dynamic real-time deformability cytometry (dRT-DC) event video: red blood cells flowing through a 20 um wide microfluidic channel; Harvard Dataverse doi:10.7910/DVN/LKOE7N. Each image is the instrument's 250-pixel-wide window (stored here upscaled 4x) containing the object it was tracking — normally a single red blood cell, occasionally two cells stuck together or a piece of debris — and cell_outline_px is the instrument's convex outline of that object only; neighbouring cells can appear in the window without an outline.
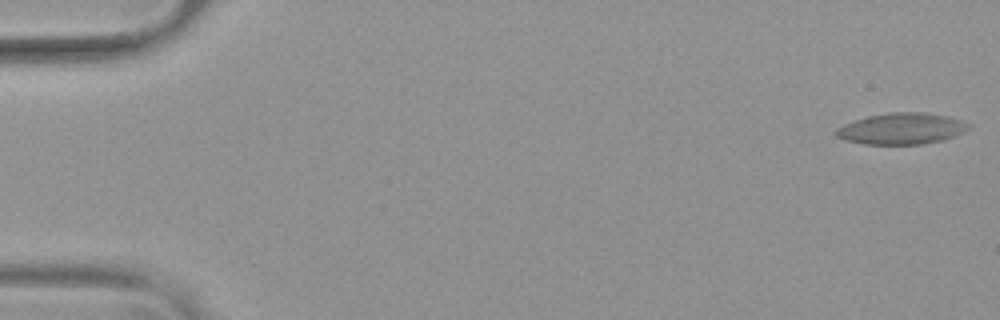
{"species": "common noctule bat (a hibernating species)", "species_latin": "Nyctalus noctula", "temperature_condition": "warm", "stored_images_in_passage": 55, "camera_frame_rate_fps": 3000, "um_per_image_px": 0.085, "animal": {"sex": "female", "body_mass_g": 19.9}, "frame": {"image": 1, "passage_image": 1, "time_ms": 0.0, "image_size_px": [1000, 320], "cell_outline_px": [[972, 128], [944, 140], [924, 144], [864, 144], [848, 140], [836, 136], [832, 132], [836, 128], [844, 124], [868, 116], [892, 112], [920, 112], [948, 116], [972, 124]], "centroid_in_image_um": [76.66, 10.94], "position_along_channel_um": 8.3, "area_um2": 24.16}}
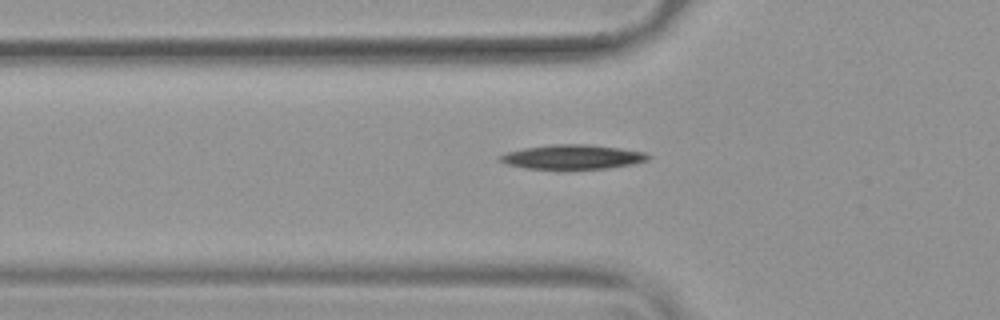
{"frame": {"image": 2, "passage_image": 19, "time_ms": 6.0, "image_size_px": [1000, 320], "cell_outline_px": [[652, 156], [648, 160], [632, 164], [608, 168], [524, 168], [508, 164], [496, 160], [496, 156], [508, 152], [524, 148], [552, 144], [584, 144], [620, 148], [644, 152]], "centroid_in_image_um": [48.64, 13.33], "position_along_channel_um": 77.2, "area_um2": 20.87}}
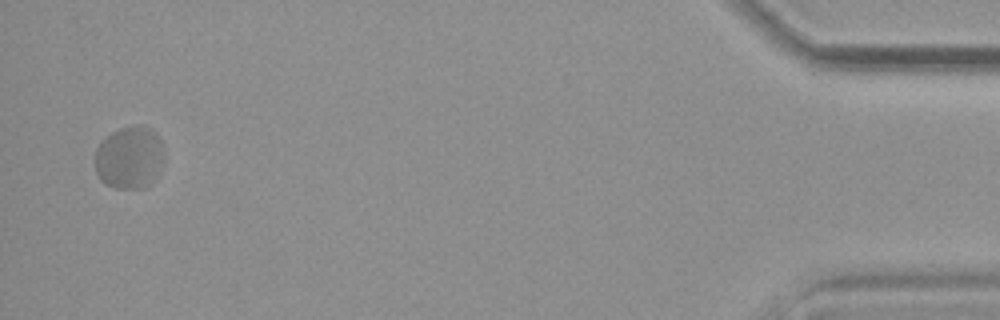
{"frame": {"image": 3, "passage_image": 54, "time_ms": 17.667, "image_size_px": [1000, 320], "cell_outline_px": [[164, 164], [156, 180], [152, 184], [144, 188], [116, 188], [104, 184], [100, 180], [96, 172], [96, 148], [100, 140], [112, 132], [120, 128], [144, 124], [160, 140], [164, 148]], "centroid_in_image_um": [11.03, 13.42], "position_along_channel_um": 424.2, "area_um2": 25.72}, "authors_computed_cell_mechanics": {"area_um2": 22.3108, "velocity_mm_per_s": 3.6673, "shape_relaxation_time_tau1_ms": null, "shape_relaxation_time_tau2_ms": 2.3899, "deformation_change_tau1": null, "deformation_change_tau2": 0.0354}}